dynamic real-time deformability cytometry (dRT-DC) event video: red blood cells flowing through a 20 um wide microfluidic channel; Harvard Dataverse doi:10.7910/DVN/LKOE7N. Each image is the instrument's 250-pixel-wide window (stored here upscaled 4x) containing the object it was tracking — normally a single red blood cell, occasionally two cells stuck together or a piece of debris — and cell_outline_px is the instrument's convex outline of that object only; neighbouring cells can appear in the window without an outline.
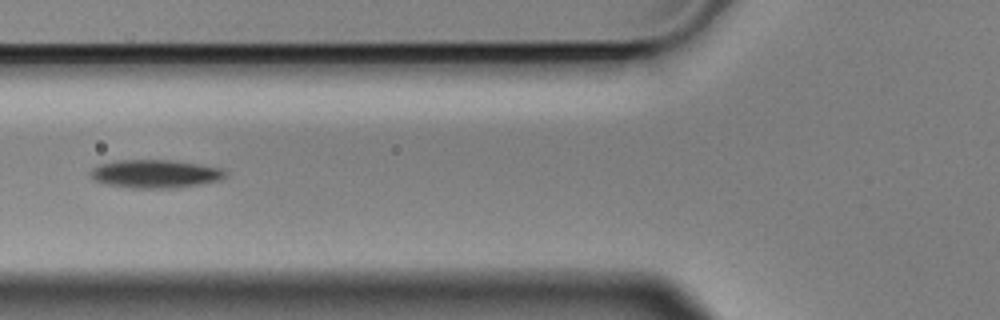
{"species": "Egyptian fruit bat (a non-hibernating species)", "species_latin": "Rousettus aegyptiacus", "temperature_condition": "cold", "stored_images_in_passage": 7, "camera_frame_rate_fps": 3000, "um_per_image_px": 0.085, "animal": {"sex": "male"}, "frame": {"image": 1, "passage_image": 5, "time_ms": 1.333, "image_size_px": [1000, 320], "cell_outline_px": [[228, 172], [220, 180], [172, 188], [132, 188], [108, 184], [96, 180], [92, 176], [92, 168], [100, 164], [116, 160], [172, 160], [224, 168]], "centroid_in_image_um": [13.23, 14.76], "position_along_channel_um": 112.6, "area_um2": 21.91}}
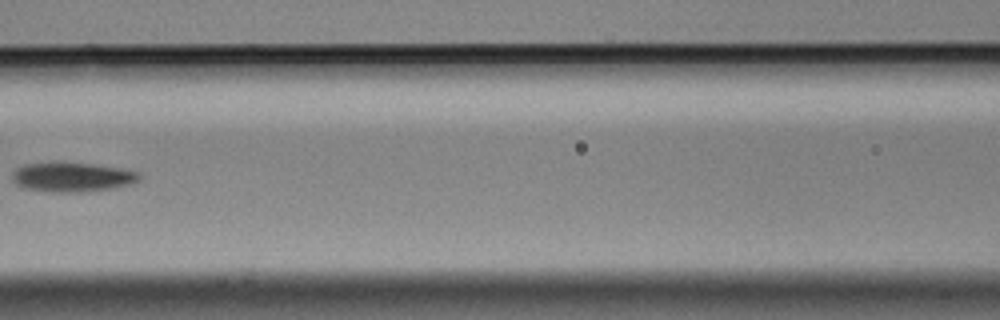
{"frame": {"image": 2, "passage_image": 6, "time_ms": 1.667, "image_size_px": [1000, 320], "cell_outline_px": [[140, 180], [132, 184], [112, 188], [80, 192], [52, 192], [24, 188], [16, 184], [12, 180], [12, 172], [16, 168], [24, 164], [92, 164], [120, 168], [140, 172]], "centroid_in_image_um": [6.15, 15.07], "position_along_channel_um": 160.4, "area_um2": 21.39}}
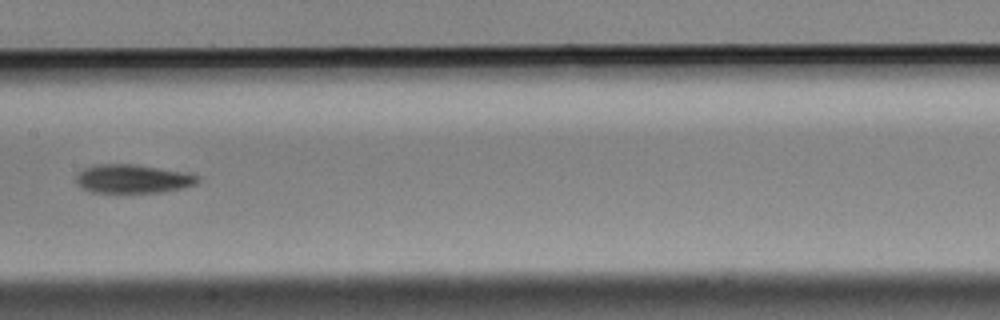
{"frame": {"image": 3, "passage_image": 7, "time_ms": 2.0, "image_size_px": [1000, 320], "cell_outline_px": [[200, 180], [196, 184], [184, 188], [164, 192], [92, 192], [80, 188], [76, 184], [76, 176], [84, 168], [96, 164], [136, 164], [192, 172], [200, 176]], "centroid_in_image_um": [11.36, 15.19], "position_along_channel_um": 196.0, "area_um2": 20.81}}